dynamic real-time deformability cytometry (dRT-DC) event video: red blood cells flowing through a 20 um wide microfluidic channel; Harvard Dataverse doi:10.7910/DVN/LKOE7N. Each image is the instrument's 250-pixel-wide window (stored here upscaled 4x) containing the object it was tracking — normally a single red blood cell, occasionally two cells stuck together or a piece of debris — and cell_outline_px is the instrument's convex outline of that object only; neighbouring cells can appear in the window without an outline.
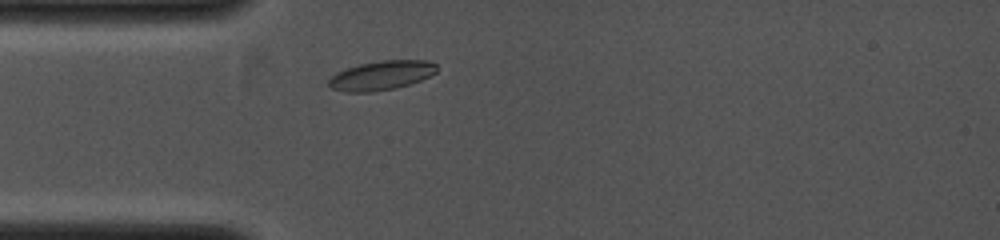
{"species": "common noctule bat (a hibernating species)", "species_latin": "Nyctalus noctula", "temperature_condition": "cold", "stored_images_in_passage": 18, "camera_frame_rate_fps": 4000, "um_per_image_px": 0.085, "animal": {"sex": "female", "body_mass_g": 19.0, "forearm_length_mm": 53.3}, "frame": {"image": 1, "passage_image": 3, "time_ms": 0.75, "image_size_px": [1000, 240], "cell_outline_px": [[436, 72], [420, 80], [396, 88], [372, 92], [344, 92], [332, 88], [328, 84], [328, 80], [336, 72], [360, 64], [380, 60], [428, 60], [436, 64]], "centroid_in_image_um": [32.4, 6.41], "position_along_channel_um": 52.6, "area_um2": 18.32}}
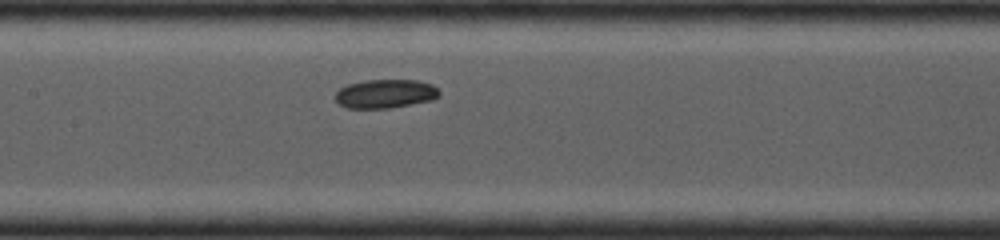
{"frame": {"image": 2, "passage_image": 9, "time_ms": 3.0, "image_size_px": [1000, 240], "cell_outline_px": [[440, 96], [432, 100], [388, 108], [348, 108], [340, 104], [336, 100], [336, 92], [340, 88], [348, 84], [364, 80], [416, 80], [432, 84], [440, 92]], "centroid_in_image_um": [32.76, 7.96], "position_along_channel_um": 174.6, "area_um2": 17.34}}
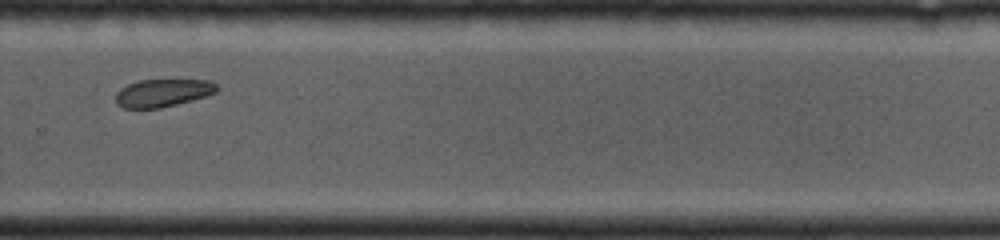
{"frame": {"image": 3, "passage_image": 16, "time_ms": 5.5, "image_size_px": [1000, 240], "cell_outline_px": [[220, 88], [216, 92], [192, 100], [160, 108], [124, 108], [116, 104], [116, 92], [120, 88], [128, 84], [140, 80], [212, 80]], "centroid_in_image_um": [13.84, 7.89], "position_along_channel_um": 316.0, "area_um2": 16.36}}